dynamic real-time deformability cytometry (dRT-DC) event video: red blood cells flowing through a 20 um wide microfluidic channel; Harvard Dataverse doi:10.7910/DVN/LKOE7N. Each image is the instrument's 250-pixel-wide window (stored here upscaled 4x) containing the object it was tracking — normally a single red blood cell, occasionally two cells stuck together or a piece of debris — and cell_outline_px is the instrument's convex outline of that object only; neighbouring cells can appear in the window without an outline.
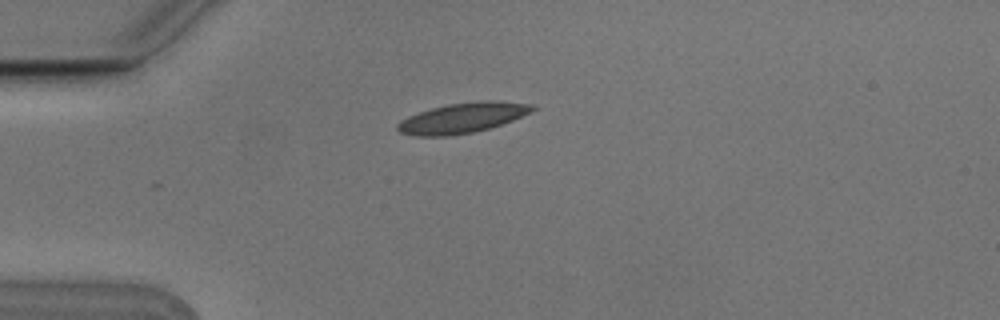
{"species": "Egyptian fruit bat (a non-hibernating species)", "species_latin": "Rousettus aegyptiacus", "temperature_condition": "cold", "stored_images_in_passage": 3, "camera_frame_rate_fps": 3000, "um_per_image_px": 0.085, "animal": {"sex": "male"}, "frame": {"image": 1, "passage_image": 1, "time_ms": 0.0, "image_size_px": [1000, 320], "cell_outline_px": [[536, 108], [532, 112], [512, 120], [488, 128], [472, 132], [448, 136], [416, 136], [400, 132], [396, 128], [396, 124], [400, 120], [408, 116], [432, 108], [448, 104], [480, 100], [496, 100], [536, 104]], "centroid_in_image_um": [39.34, 10.0], "position_along_channel_um": 45.7, "area_um2": 23.76}}